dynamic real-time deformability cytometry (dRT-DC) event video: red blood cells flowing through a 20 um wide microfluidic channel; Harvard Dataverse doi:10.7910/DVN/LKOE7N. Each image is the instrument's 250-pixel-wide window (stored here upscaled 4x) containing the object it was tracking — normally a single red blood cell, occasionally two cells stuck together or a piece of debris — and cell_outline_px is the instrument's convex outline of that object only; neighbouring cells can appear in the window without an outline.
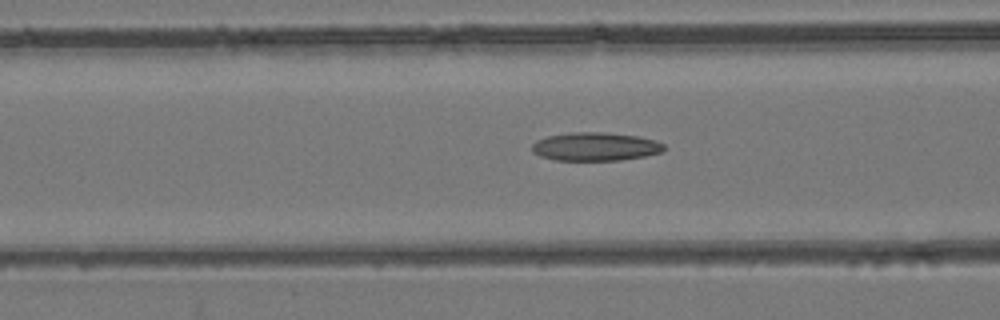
{"species": "common noctule bat (a hibernating species)", "species_latin": "Nyctalus noctula", "temperature_condition": "room temperature", "stored_images_in_passage": 49, "camera_frame_rate_fps": 3000, "um_per_image_px": 0.085, "animal": {"sex": "female", "body_mass_g": 24.6, "forearm_length_mm": 56.2}, "frame": {"image": 1, "passage_image": 22, "time_ms": 7.0, "image_size_px": [1000, 320], "cell_outline_px": [[664, 148], [660, 152], [644, 156], [620, 160], [556, 160], [540, 156], [532, 152], [532, 144], [536, 140], [548, 136], [568, 132], [604, 132], [636, 136], [656, 140], [664, 144]], "centroid_in_image_um": [50.57, 12.45], "position_along_channel_um": 116.0, "area_um2": 21.79}}
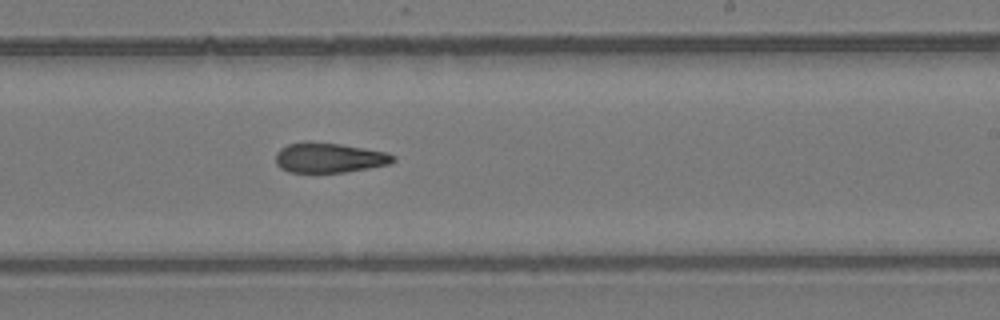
{"frame": {"image": 2, "passage_image": 33, "time_ms": 10.667, "image_size_px": [1000, 320], "cell_outline_px": [[396, 160], [388, 164], [368, 168], [344, 172], [288, 172], [280, 168], [276, 164], [276, 152], [280, 148], [288, 144], [304, 140], [312, 140], [340, 144], [388, 152], [396, 156]], "centroid_in_image_um": [27.95, 13.38], "position_along_channel_um": 261.0, "area_um2": 20.81}}
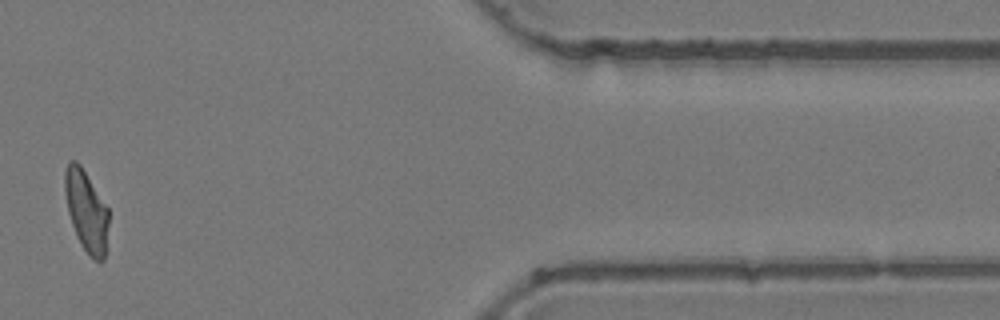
{"frame": {"image": 3, "passage_image": 43, "time_ms": 14.0, "image_size_px": [1000, 320], "cell_outline_px": [[108, 224], [104, 260], [100, 264], [88, 256], [80, 244], [72, 224], [68, 212], [64, 192], [64, 172], [68, 160], [76, 160], [80, 164], [108, 208]], "centroid_in_image_um": [7.32, 17.94], "position_along_channel_um": 404.1, "area_um2": 20.87}, "authors_computed_cell_mechanics": {"area_um2": 21.5594, "velocity_mm_per_s": 3.9521, "shape_relaxation_time_tau1_ms": null, "shape_relaxation_time_tau2_ms": 7.9196, "deformation_change_tau1": null, "deformation_change_tau2": 0.1957}}